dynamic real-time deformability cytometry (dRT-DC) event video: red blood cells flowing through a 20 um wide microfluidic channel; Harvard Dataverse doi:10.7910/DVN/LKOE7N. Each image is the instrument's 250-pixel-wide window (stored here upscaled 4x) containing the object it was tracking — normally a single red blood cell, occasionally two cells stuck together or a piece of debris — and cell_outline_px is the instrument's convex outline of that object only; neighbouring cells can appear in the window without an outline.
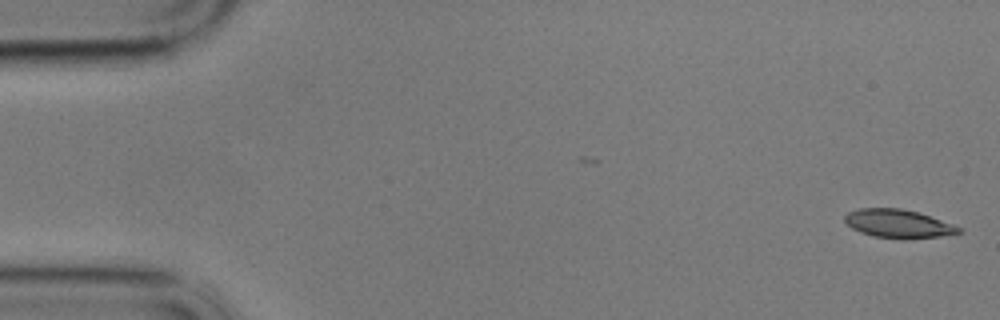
{"species": "common noctule bat (a hibernating species)", "species_latin": "Nyctalus noctula", "temperature_condition": "cold", "stored_images_in_passage": 27, "camera_frame_rate_fps": 3000, "um_per_image_px": 0.085, "animal": {"sex": "male", "body_mass_g": 17.9}, "frame": {"image": 1, "passage_image": 1, "time_ms": 0.0, "image_size_px": [1000, 320], "cell_outline_px": [[964, 232], [940, 236], [908, 240], [872, 236], [860, 232], [852, 228], [844, 220], [844, 216], [848, 212], [860, 208], [900, 208], [916, 212], [952, 224], [960, 228]], "centroid_in_image_um": [76.33, 19.03], "position_along_channel_um": 8.7, "area_um2": 18.84}}
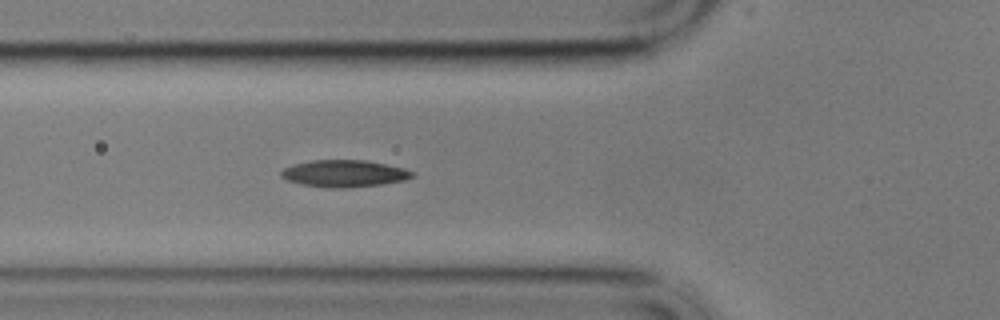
{"frame": {"image": 2, "passage_image": 20, "time_ms": 6.333, "image_size_px": [1000, 320], "cell_outline_px": [[416, 176], [404, 180], [380, 184], [344, 188], [328, 188], [304, 184], [288, 180], [280, 176], [280, 172], [284, 168], [292, 164], [312, 160], [364, 160], [404, 168], [416, 172]], "centroid_in_image_um": [29.27, 14.74], "position_along_channel_um": 96.5, "area_um2": 20.52}}
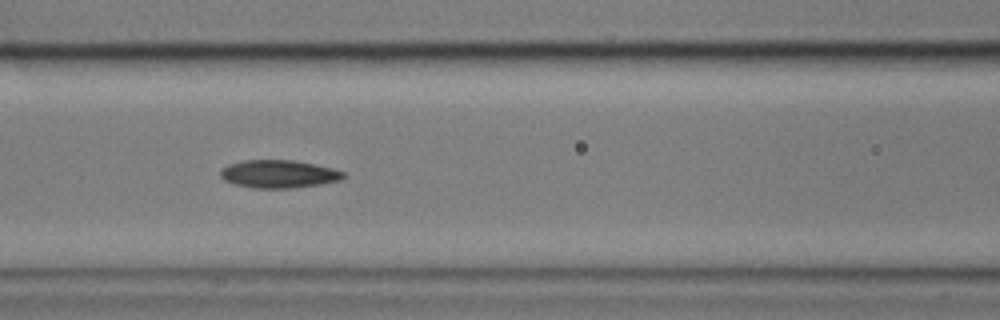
{"frame": {"image": 3, "passage_image": 24, "time_ms": 7.667, "image_size_px": [1000, 320], "cell_outline_px": [[348, 176], [340, 180], [320, 184], [288, 188], [252, 188], [236, 184], [224, 180], [220, 176], [220, 172], [228, 164], [244, 160], [292, 160], [332, 168], [344, 172]], "centroid_in_image_um": [23.7, 14.79], "position_along_channel_um": 142.9, "area_um2": 19.83}}